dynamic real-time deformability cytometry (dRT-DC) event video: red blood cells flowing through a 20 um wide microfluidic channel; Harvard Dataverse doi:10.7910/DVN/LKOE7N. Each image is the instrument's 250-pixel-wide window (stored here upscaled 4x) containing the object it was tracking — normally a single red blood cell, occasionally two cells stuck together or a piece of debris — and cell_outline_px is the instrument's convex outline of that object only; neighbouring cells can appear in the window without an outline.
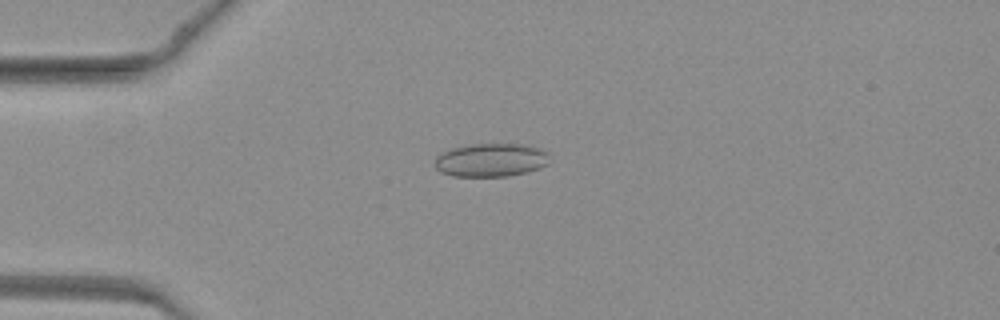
{"species": "common noctule bat (a hibernating species)", "species_latin": "Nyctalus noctula", "temperature_condition": "warm", "stored_images_in_passage": 11, "camera_frame_rate_fps": 3000, "um_per_image_px": 0.085, "animal": {"sex": "female", "body_mass_g": 19.3, "forearm_length_mm": 54.1}, "frame": {"image": 1, "passage_image": 7, "time_ms": 2.0, "image_size_px": [1000, 320], "cell_outline_px": [[548, 164], [540, 168], [528, 172], [508, 176], [452, 176], [440, 172], [432, 164], [436, 156], [452, 148], [472, 144], [520, 144], [540, 148], [548, 152]], "centroid_in_image_um": [41.71, 13.61], "position_along_channel_um": 43.3, "area_um2": 22.48}}
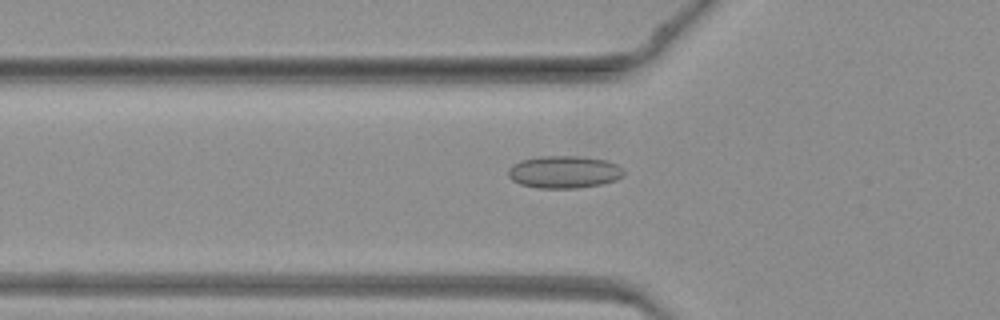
{"frame": {"image": 2, "passage_image": 11, "time_ms": 3.333, "image_size_px": [1000, 320], "cell_outline_px": [[624, 176], [616, 180], [600, 184], [576, 188], [536, 188], [520, 184], [512, 180], [508, 176], [508, 168], [512, 164], [520, 160], [540, 156], [580, 156], [608, 160], [616, 164], [624, 172]], "centroid_in_image_um": [47.92, 14.61], "position_along_channel_um": 77.9, "area_um2": 21.96}}